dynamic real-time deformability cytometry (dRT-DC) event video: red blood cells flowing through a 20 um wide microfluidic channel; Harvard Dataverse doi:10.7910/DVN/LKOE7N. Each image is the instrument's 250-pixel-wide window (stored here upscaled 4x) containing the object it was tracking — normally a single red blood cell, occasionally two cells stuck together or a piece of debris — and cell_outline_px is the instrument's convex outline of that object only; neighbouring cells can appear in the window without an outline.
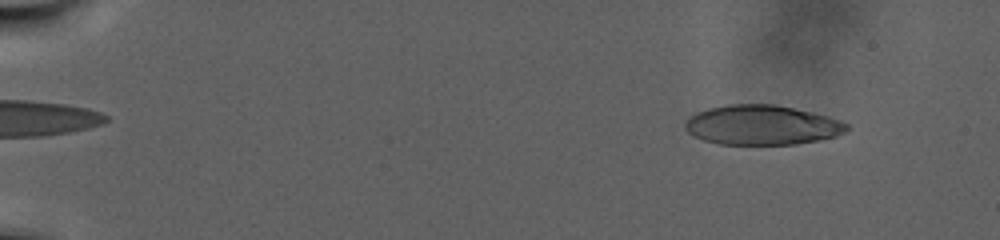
{"species": "human", "species_latin": "Homo sapiens", "temperature_condition": "warm", "stored_images_in_passage": 107, "camera_frame_rate_fps": 3000, "um_per_image_px": 0.085, "donor": {"sex": "male"}, "frame": {"image": 1, "passage_image": 12, "time_ms": 3.667, "image_size_px": [1000, 240], "cell_outline_px": [[852, 128], [836, 136], [796, 144], [720, 144], [704, 140], [692, 136], [684, 128], [684, 124], [696, 112], [708, 108], [728, 104], [776, 104], [812, 112], [828, 116], [840, 120], [848, 124]], "centroid_in_image_um": [64.77, 10.62], "position_along_channel_um": 20.2, "area_um2": 37.45}}
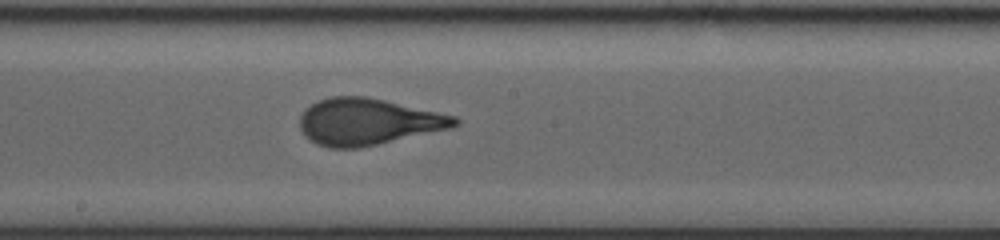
{"frame": {"image": 2, "passage_image": 63, "time_ms": 20.667, "image_size_px": [1000, 240], "cell_outline_px": [[460, 124], [452, 128], [360, 148], [328, 148], [316, 144], [304, 136], [300, 128], [300, 116], [304, 108], [320, 100], [332, 96], [364, 96], [384, 100], [456, 116], [460, 120]], "centroid_in_image_um": [31.26, 10.36], "position_along_channel_um": 216.9, "area_um2": 42.14}}
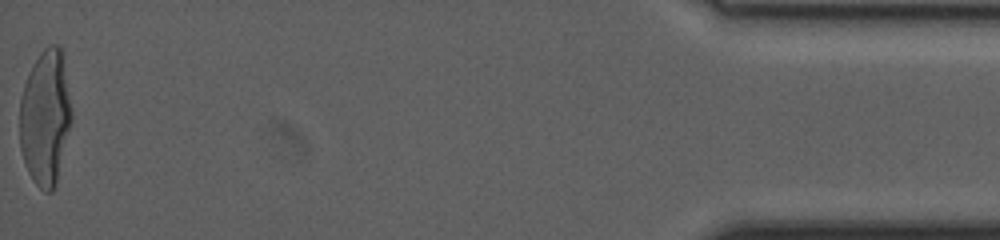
{"frame": {"image": 3, "passage_image": 107, "time_ms": 35.333, "image_size_px": [1000, 240], "cell_outline_px": [[72, 120], [56, 184], [52, 192], [44, 192], [32, 180], [28, 172], [20, 148], [20, 100], [24, 84], [28, 72], [40, 52], [48, 44], [56, 44], [60, 48], [72, 108]], "centroid_in_image_um": [3.85, 10.01], "position_along_channel_um": 431.4, "area_um2": 40.86}, "authors_computed_cell_mechanics": {"area_um2": 40.2866, "velocity_mm_per_s": 2.0152, "shape_relaxation_time_tau1_ms": 10.0796, "shape_relaxation_time_tau2_ms": null, "deformation_change_tau1": 0.2786, "deformation_change_tau2": null}}